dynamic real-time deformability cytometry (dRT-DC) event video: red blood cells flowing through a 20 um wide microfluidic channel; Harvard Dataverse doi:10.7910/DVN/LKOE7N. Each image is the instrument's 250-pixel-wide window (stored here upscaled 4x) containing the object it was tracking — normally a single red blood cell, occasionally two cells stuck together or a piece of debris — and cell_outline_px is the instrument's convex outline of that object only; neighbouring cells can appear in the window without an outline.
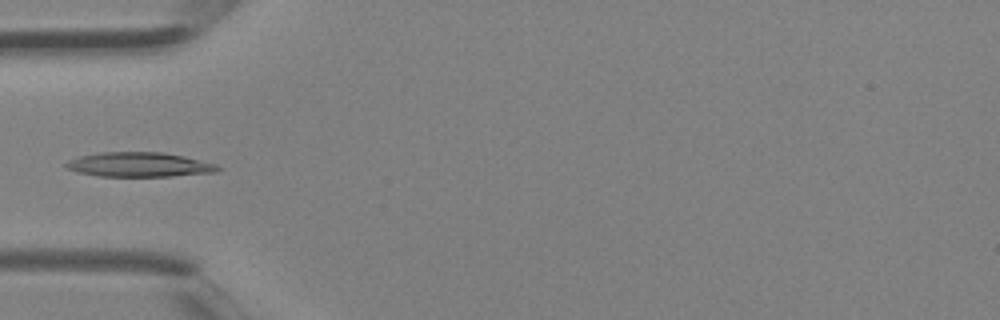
{"species": "Egyptian fruit bat (a non-hibernating species)", "species_latin": "Rousettus aegyptiacus", "temperature_condition": "room temperature", "stored_images_in_passage": 3, "camera_frame_rate_fps": 3000, "um_per_image_px": 0.085, "animal": {"sex": "female"}, "frame": {"image": 1, "passage_image": 3, "time_ms": 0.667, "image_size_px": [1000, 320], "cell_outline_px": [[220, 168], [216, 172], [172, 176], [100, 176], [80, 172], [68, 168], [64, 164], [68, 160], [80, 156], [100, 152], [160, 152], [184, 156], [216, 164]], "centroid_in_image_um": [11.84, 13.99], "position_along_channel_um": 73.2, "area_um2": 21.44}}